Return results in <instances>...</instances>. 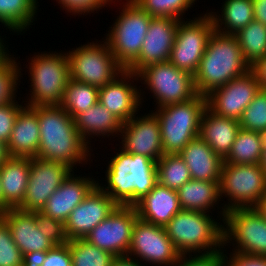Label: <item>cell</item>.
<instances>
[{
    "label": "cell",
    "mask_w": 266,
    "mask_h": 266,
    "mask_svg": "<svg viewBox=\"0 0 266 266\" xmlns=\"http://www.w3.org/2000/svg\"><path fill=\"white\" fill-rule=\"evenodd\" d=\"M37 116L40 141L36 158L61 162L73 170L93 163L94 149L80 136L74 119L61 106L37 105Z\"/></svg>",
    "instance_id": "1"
},
{
    "label": "cell",
    "mask_w": 266,
    "mask_h": 266,
    "mask_svg": "<svg viewBox=\"0 0 266 266\" xmlns=\"http://www.w3.org/2000/svg\"><path fill=\"white\" fill-rule=\"evenodd\" d=\"M115 150L105 164L106 178H97L96 186L118 205L134 206L158 182L156 162L144 155L127 153L120 147Z\"/></svg>",
    "instance_id": "2"
},
{
    "label": "cell",
    "mask_w": 266,
    "mask_h": 266,
    "mask_svg": "<svg viewBox=\"0 0 266 266\" xmlns=\"http://www.w3.org/2000/svg\"><path fill=\"white\" fill-rule=\"evenodd\" d=\"M248 70L250 66L243 58L236 36L214 30L194 75L196 92L206 96Z\"/></svg>",
    "instance_id": "3"
},
{
    "label": "cell",
    "mask_w": 266,
    "mask_h": 266,
    "mask_svg": "<svg viewBox=\"0 0 266 266\" xmlns=\"http://www.w3.org/2000/svg\"><path fill=\"white\" fill-rule=\"evenodd\" d=\"M212 215L181 210L166 224L167 235L181 255L212 254L223 250L224 222Z\"/></svg>",
    "instance_id": "4"
},
{
    "label": "cell",
    "mask_w": 266,
    "mask_h": 266,
    "mask_svg": "<svg viewBox=\"0 0 266 266\" xmlns=\"http://www.w3.org/2000/svg\"><path fill=\"white\" fill-rule=\"evenodd\" d=\"M37 53L34 52L32 57L28 58V64L25 66L30 88L26 99L24 96L22 100L30 107L60 106L64 90L70 80L67 53L64 50Z\"/></svg>",
    "instance_id": "5"
},
{
    "label": "cell",
    "mask_w": 266,
    "mask_h": 266,
    "mask_svg": "<svg viewBox=\"0 0 266 266\" xmlns=\"http://www.w3.org/2000/svg\"><path fill=\"white\" fill-rule=\"evenodd\" d=\"M140 99L142 106L146 93L153 98L155 108L166 105L187 102L198 95L195 89L194 76L178 69L170 61L149 64L138 73ZM142 84L145 86H142ZM146 90V91H144ZM149 91V92H148ZM152 94V95H151Z\"/></svg>",
    "instance_id": "6"
},
{
    "label": "cell",
    "mask_w": 266,
    "mask_h": 266,
    "mask_svg": "<svg viewBox=\"0 0 266 266\" xmlns=\"http://www.w3.org/2000/svg\"><path fill=\"white\" fill-rule=\"evenodd\" d=\"M206 108V96L198 94L190 101L151 110L160 124L164 154H179L199 136L201 117Z\"/></svg>",
    "instance_id": "7"
},
{
    "label": "cell",
    "mask_w": 266,
    "mask_h": 266,
    "mask_svg": "<svg viewBox=\"0 0 266 266\" xmlns=\"http://www.w3.org/2000/svg\"><path fill=\"white\" fill-rule=\"evenodd\" d=\"M116 2L120 5L117 6L119 14L103 39L108 43L117 61L127 69L139 57L153 17L132 0H116Z\"/></svg>",
    "instance_id": "8"
},
{
    "label": "cell",
    "mask_w": 266,
    "mask_h": 266,
    "mask_svg": "<svg viewBox=\"0 0 266 266\" xmlns=\"http://www.w3.org/2000/svg\"><path fill=\"white\" fill-rule=\"evenodd\" d=\"M66 53L70 78L97 88L104 87L125 70L103 37L99 41L96 39L76 46Z\"/></svg>",
    "instance_id": "9"
},
{
    "label": "cell",
    "mask_w": 266,
    "mask_h": 266,
    "mask_svg": "<svg viewBox=\"0 0 266 266\" xmlns=\"http://www.w3.org/2000/svg\"><path fill=\"white\" fill-rule=\"evenodd\" d=\"M219 187L225 211L255 207L266 193V173L260 164L223 163Z\"/></svg>",
    "instance_id": "10"
},
{
    "label": "cell",
    "mask_w": 266,
    "mask_h": 266,
    "mask_svg": "<svg viewBox=\"0 0 266 266\" xmlns=\"http://www.w3.org/2000/svg\"><path fill=\"white\" fill-rule=\"evenodd\" d=\"M223 222V245L230 252L266 256V220L254 207L227 210Z\"/></svg>",
    "instance_id": "11"
},
{
    "label": "cell",
    "mask_w": 266,
    "mask_h": 266,
    "mask_svg": "<svg viewBox=\"0 0 266 266\" xmlns=\"http://www.w3.org/2000/svg\"><path fill=\"white\" fill-rule=\"evenodd\" d=\"M197 16L179 21L169 59L178 69L193 76L198 71L208 40L215 30L213 20L207 11Z\"/></svg>",
    "instance_id": "12"
},
{
    "label": "cell",
    "mask_w": 266,
    "mask_h": 266,
    "mask_svg": "<svg viewBox=\"0 0 266 266\" xmlns=\"http://www.w3.org/2000/svg\"><path fill=\"white\" fill-rule=\"evenodd\" d=\"M127 256L145 266H174L181 254L164 227L138 218L133 226Z\"/></svg>",
    "instance_id": "13"
},
{
    "label": "cell",
    "mask_w": 266,
    "mask_h": 266,
    "mask_svg": "<svg viewBox=\"0 0 266 266\" xmlns=\"http://www.w3.org/2000/svg\"><path fill=\"white\" fill-rule=\"evenodd\" d=\"M137 219L135 206L118 205L106 219L91 230L85 240L116 257L127 256Z\"/></svg>",
    "instance_id": "14"
},
{
    "label": "cell",
    "mask_w": 266,
    "mask_h": 266,
    "mask_svg": "<svg viewBox=\"0 0 266 266\" xmlns=\"http://www.w3.org/2000/svg\"><path fill=\"white\" fill-rule=\"evenodd\" d=\"M27 191L23 202L17 207L25 211H41L49 197L61 186L73 171L61 162L31 158Z\"/></svg>",
    "instance_id": "15"
},
{
    "label": "cell",
    "mask_w": 266,
    "mask_h": 266,
    "mask_svg": "<svg viewBox=\"0 0 266 266\" xmlns=\"http://www.w3.org/2000/svg\"><path fill=\"white\" fill-rule=\"evenodd\" d=\"M259 90L257 78L250 69L206 95L207 108L218 116L239 121Z\"/></svg>",
    "instance_id": "16"
},
{
    "label": "cell",
    "mask_w": 266,
    "mask_h": 266,
    "mask_svg": "<svg viewBox=\"0 0 266 266\" xmlns=\"http://www.w3.org/2000/svg\"><path fill=\"white\" fill-rule=\"evenodd\" d=\"M140 111L129 121L123 123L119 138V147L127 153L144 155L157 162L164 151L161 143L160 124L156 115L149 110Z\"/></svg>",
    "instance_id": "17"
},
{
    "label": "cell",
    "mask_w": 266,
    "mask_h": 266,
    "mask_svg": "<svg viewBox=\"0 0 266 266\" xmlns=\"http://www.w3.org/2000/svg\"><path fill=\"white\" fill-rule=\"evenodd\" d=\"M138 74L125 69L114 80L99 88L98 102L107 108L122 123L143 111L140 99ZM136 82V83H135ZM135 84V85H134Z\"/></svg>",
    "instance_id": "18"
},
{
    "label": "cell",
    "mask_w": 266,
    "mask_h": 266,
    "mask_svg": "<svg viewBox=\"0 0 266 266\" xmlns=\"http://www.w3.org/2000/svg\"><path fill=\"white\" fill-rule=\"evenodd\" d=\"M117 206L108 194L96 186L69 214L65 222L66 236L69 240L85 239Z\"/></svg>",
    "instance_id": "19"
},
{
    "label": "cell",
    "mask_w": 266,
    "mask_h": 266,
    "mask_svg": "<svg viewBox=\"0 0 266 266\" xmlns=\"http://www.w3.org/2000/svg\"><path fill=\"white\" fill-rule=\"evenodd\" d=\"M179 21L172 18L153 17L139 57L127 70L137 74L149 64L169 61Z\"/></svg>",
    "instance_id": "20"
},
{
    "label": "cell",
    "mask_w": 266,
    "mask_h": 266,
    "mask_svg": "<svg viewBox=\"0 0 266 266\" xmlns=\"http://www.w3.org/2000/svg\"><path fill=\"white\" fill-rule=\"evenodd\" d=\"M73 170L61 186L49 197L41 210L51 218L65 224L72 210L96 187L97 179L92 172L87 176L77 175Z\"/></svg>",
    "instance_id": "21"
},
{
    "label": "cell",
    "mask_w": 266,
    "mask_h": 266,
    "mask_svg": "<svg viewBox=\"0 0 266 266\" xmlns=\"http://www.w3.org/2000/svg\"><path fill=\"white\" fill-rule=\"evenodd\" d=\"M0 218L8 225L14 243L23 255L34 251L47 252L56 246L38 229L34 212L9 208L0 213Z\"/></svg>",
    "instance_id": "22"
},
{
    "label": "cell",
    "mask_w": 266,
    "mask_h": 266,
    "mask_svg": "<svg viewBox=\"0 0 266 266\" xmlns=\"http://www.w3.org/2000/svg\"><path fill=\"white\" fill-rule=\"evenodd\" d=\"M134 206L140 220L162 227L182 210L177 190L169 189L159 182Z\"/></svg>",
    "instance_id": "23"
},
{
    "label": "cell",
    "mask_w": 266,
    "mask_h": 266,
    "mask_svg": "<svg viewBox=\"0 0 266 266\" xmlns=\"http://www.w3.org/2000/svg\"><path fill=\"white\" fill-rule=\"evenodd\" d=\"M40 141V128L37 116V105H25L18 113L11 136L7 142L10 157H37Z\"/></svg>",
    "instance_id": "24"
},
{
    "label": "cell",
    "mask_w": 266,
    "mask_h": 266,
    "mask_svg": "<svg viewBox=\"0 0 266 266\" xmlns=\"http://www.w3.org/2000/svg\"><path fill=\"white\" fill-rule=\"evenodd\" d=\"M74 124L80 136L93 149L97 137L103 139L119 138L123 123L107 110L102 104L97 102L92 107L77 114L74 118ZM96 137V138H95ZM95 141H91L92 139ZM92 144V146H91ZM94 145V146H93Z\"/></svg>",
    "instance_id": "25"
},
{
    "label": "cell",
    "mask_w": 266,
    "mask_h": 266,
    "mask_svg": "<svg viewBox=\"0 0 266 266\" xmlns=\"http://www.w3.org/2000/svg\"><path fill=\"white\" fill-rule=\"evenodd\" d=\"M179 155L187 165L191 179L220 181L224 160L200 136L192 139Z\"/></svg>",
    "instance_id": "26"
},
{
    "label": "cell",
    "mask_w": 266,
    "mask_h": 266,
    "mask_svg": "<svg viewBox=\"0 0 266 266\" xmlns=\"http://www.w3.org/2000/svg\"><path fill=\"white\" fill-rule=\"evenodd\" d=\"M177 193L182 210L212 214L217 208V217L224 221L226 211L220 198L219 182L191 179L182 185Z\"/></svg>",
    "instance_id": "27"
},
{
    "label": "cell",
    "mask_w": 266,
    "mask_h": 266,
    "mask_svg": "<svg viewBox=\"0 0 266 266\" xmlns=\"http://www.w3.org/2000/svg\"><path fill=\"white\" fill-rule=\"evenodd\" d=\"M240 128L238 120L218 116L206 108L201 117L199 136L224 160Z\"/></svg>",
    "instance_id": "28"
},
{
    "label": "cell",
    "mask_w": 266,
    "mask_h": 266,
    "mask_svg": "<svg viewBox=\"0 0 266 266\" xmlns=\"http://www.w3.org/2000/svg\"><path fill=\"white\" fill-rule=\"evenodd\" d=\"M31 158L9 157L0 166V179L3 191V212L17 208L24 200Z\"/></svg>",
    "instance_id": "29"
},
{
    "label": "cell",
    "mask_w": 266,
    "mask_h": 266,
    "mask_svg": "<svg viewBox=\"0 0 266 266\" xmlns=\"http://www.w3.org/2000/svg\"><path fill=\"white\" fill-rule=\"evenodd\" d=\"M39 7L38 0H0V25L3 32L6 28L10 34L26 33L33 24L35 25L36 16L40 12Z\"/></svg>",
    "instance_id": "30"
},
{
    "label": "cell",
    "mask_w": 266,
    "mask_h": 266,
    "mask_svg": "<svg viewBox=\"0 0 266 266\" xmlns=\"http://www.w3.org/2000/svg\"><path fill=\"white\" fill-rule=\"evenodd\" d=\"M223 1L219 11L207 12L213 20L215 30L219 33L234 35L254 20L252 0Z\"/></svg>",
    "instance_id": "31"
},
{
    "label": "cell",
    "mask_w": 266,
    "mask_h": 266,
    "mask_svg": "<svg viewBox=\"0 0 266 266\" xmlns=\"http://www.w3.org/2000/svg\"><path fill=\"white\" fill-rule=\"evenodd\" d=\"M262 151L258 132L240 128L224 163L259 164Z\"/></svg>",
    "instance_id": "32"
},
{
    "label": "cell",
    "mask_w": 266,
    "mask_h": 266,
    "mask_svg": "<svg viewBox=\"0 0 266 266\" xmlns=\"http://www.w3.org/2000/svg\"><path fill=\"white\" fill-rule=\"evenodd\" d=\"M240 45L244 60L251 67L257 60L266 57V26L253 20L234 34Z\"/></svg>",
    "instance_id": "33"
},
{
    "label": "cell",
    "mask_w": 266,
    "mask_h": 266,
    "mask_svg": "<svg viewBox=\"0 0 266 266\" xmlns=\"http://www.w3.org/2000/svg\"><path fill=\"white\" fill-rule=\"evenodd\" d=\"M98 100L99 88L70 78L60 106L74 118L92 107Z\"/></svg>",
    "instance_id": "34"
},
{
    "label": "cell",
    "mask_w": 266,
    "mask_h": 266,
    "mask_svg": "<svg viewBox=\"0 0 266 266\" xmlns=\"http://www.w3.org/2000/svg\"><path fill=\"white\" fill-rule=\"evenodd\" d=\"M156 166L158 182L169 189L178 190L191 180L190 171L179 154H164Z\"/></svg>",
    "instance_id": "35"
},
{
    "label": "cell",
    "mask_w": 266,
    "mask_h": 266,
    "mask_svg": "<svg viewBox=\"0 0 266 266\" xmlns=\"http://www.w3.org/2000/svg\"><path fill=\"white\" fill-rule=\"evenodd\" d=\"M69 245L72 266H111L116 256L85 239H73Z\"/></svg>",
    "instance_id": "36"
},
{
    "label": "cell",
    "mask_w": 266,
    "mask_h": 266,
    "mask_svg": "<svg viewBox=\"0 0 266 266\" xmlns=\"http://www.w3.org/2000/svg\"><path fill=\"white\" fill-rule=\"evenodd\" d=\"M13 53L0 64V106L6 105L11 102L21 100L18 97V89L21 79L23 78L24 68L18 60V57H14ZM17 59V60H16ZM18 61V62H17ZM17 93V94H16Z\"/></svg>",
    "instance_id": "37"
},
{
    "label": "cell",
    "mask_w": 266,
    "mask_h": 266,
    "mask_svg": "<svg viewBox=\"0 0 266 266\" xmlns=\"http://www.w3.org/2000/svg\"><path fill=\"white\" fill-rule=\"evenodd\" d=\"M151 17L185 20L186 11L195 7L197 0H132ZM199 2V0H198Z\"/></svg>",
    "instance_id": "38"
},
{
    "label": "cell",
    "mask_w": 266,
    "mask_h": 266,
    "mask_svg": "<svg viewBox=\"0 0 266 266\" xmlns=\"http://www.w3.org/2000/svg\"><path fill=\"white\" fill-rule=\"evenodd\" d=\"M240 127L254 132L266 130V90L260 89L244 110Z\"/></svg>",
    "instance_id": "39"
},
{
    "label": "cell",
    "mask_w": 266,
    "mask_h": 266,
    "mask_svg": "<svg viewBox=\"0 0 266 266\" xmlns=\"http://www.w3.org/2000/svg\"><path fill=\"white\" fill-rule=\"evenodd\" d=\"M23 254L14 243L8 225L0 218V266H22Z\"/></svg>",
    "instance_id": "40"
},
{
    "label": "cell",
    "mask_w": 266,
    "mask_h": 266,
    "mask_svg": "<svg viewBox=\"0 0 266 266\" xmlns=\"http://www.w3.org/2000/svg\"><path fill=\"white\" fill-rule=\"evenodd\" d=\"M60 6L61 10L64 9L69 15H78L84 17L91 13H98L100 10L105 9L104 7H115L117 6L116 0H55ZM114 3V4H113ZM113 4V6H110ZM95 11V12H94ZM98 11V12H97Z\"/></svg>",
    "instance_id": "41"
},
{
    "label": "cell",
    "mask_w": 266,
    "mask_h": 266,
    "mask_svg": "<svg viewBox=\"0 0 266 266\" xmlns=\"http://www.w3.org/2000/svg\"><path fill=\"white\" fill-rule=\"evenodd\" d=\"M37 217V227L44 232V236L56 246L65 245L69 241L66 236L65 224L46 215L42 211H34Z\"/></svg>",
    "instance_id": "42"
},
{
    "label": "cell",
    "mask_w": 266,
    "mask_h": 266,
    "mask_svg": "<svg viewBox=\"0 0 266 266\" xmlns=\"http://www.w3.org/2000/svg\"><path fill=\"white\" fill-rule=\"evenodd\" d=\"M24 106L23 100L0 106V140L6 144L11 136L18 113Z\"/></svg>",
    "instance_id": "43"
},
{
    "label": "cell",
    "mask_w": 266,
    "mask_h": 266,
    "mask_svg": "<svg viewBox=\"0 0 266 266\" xmlns=\"http://www.w3.org/2000/svg\"><path fill=\"white\" fill-rule=\"evenodd\" d=\"M174 266H224L223 250L212 254L181 255Z\"/></svg>",
    "instance_id": "44"
},
{
    "label": "cell",
    "mask_w": 266,
    "mask_h": 266,
    "mask_svg": "<svg viewBox=\"0 0 266 266\" xmlns=\"http://www.w3.org/2000/svg\"><path fill=\"white\" fill-rule=\"evenodd\" d=\"M223 261L224 266H266V256L229 253V249L227 250L226 247L223 248Z\"/></svg>",
    "instance_id": "45"
},
{
    "label": "cell",
    "mask_w": 266,
    "mask_h": 266,
    "mask_svg": "<svg viewBox=\"0 0 266 266\" xmlns=\"http://www.w3.org/2000/svg\"><path fill=\"white\" fill-rule=\"evenodd\" d=\"M42 266H72L69 245L55 246L48 250Z\"/></svg>",
    "instance_id": "46"
},
{
    "label": "cell",
    "mask_w": 266,
    "mask_h": 266,
    "mask_svg": "<svg viewBox=\"0 0 266 266\" xmlns=\"http://www.w3.org/2000/svg\"><path fill=\"white\" fill-rule=\"evenodd\" d=\"M250 69L254 72L260 89L266 90V57L257 60Z\"/></svg>",
    "instance_id": "47"
},
{
    "label": "cell",
    "mask_w": 266,
    "mask_h": 266,
    "mask_svg": "<svg viewBox=\"0 0 266 266\" xmlns=\"http://www.w3.org/2000/svg\"><path fill=\"white\" fill-rule=\"evenodd\" d=\"M46 258V252L34 251L23 255L22 266H42Z\"/></svg>",
    "instance_id": "48"
},
{
    "label": "cell",
    "mask_w": 266,
    "mask_h": 266,
    "mask_svg": "<svg viewBox=\"0 0 266 266\" xmlns=\"http://www.w3.org/2000/svg\"><path fill=\"white\" fill-rule=\"evenodd\" d=\"M254 20L266 26V0H252Z\"/></svg>",
    "instance_id": "49"
},
{
    "label": "cell",
    "mask_w": 266,
    "mask_h": 266,
    "mask_svg": "<svg viewBox=\"0 0 266 266\" xmlns=\"http://www.w3.org/2000/svg\"><path fill=\"white\" fill-rule=\"evenodd\" d=\"M111 266H145L128 256L116 257Z\"/></svg>",
    "instance_id": "50"
},
{
    "label": "cell",
    "mask_w": 266,
    "mask_h": 266,
    "mask_svg": "<svg viewBox=\"0 0 266 266\" xmlns=\"http://www.w3.org/2000/svg\"><path fill=\"white\" fill-rule=\"evenodd\" d=\"M5 38H7V37L0 33V64L11 55V52L9 51L11 49H8L10 47H9V45H7L8 41H6ZM6 42H7V44H6Z\"/></svg>",
    "instance_id": "51"
},
{
    "label": "cell",
    "mask_w": 266,
    "mask_h": 266,
    "mask_svg": "<svg viewBox=\"0 0 266 266\" xmlns=\"http://www.w3.org/2000/svg\"><path fill=\"white\" fill-rule=\"evenodd\" d=\"M258 134H259L260 142H261L262 149H263L259 164L262 166V169L266 173V130L260 131L258 132Z\"/></svg>",
    "instance_id": "52"
},
{
    "label": "cell",
    "mask_w": 266,
    "mask_h": 266,
    "mask_svg": "<svg viewBox=\"0 0 266 266\" xmlns=\"http://www.w3.org/2000/svg\"><path fill=\"white\" fill-rule=\"evenodd\" d=\"M254 208L266 220V193L263 195V197L259 200V202Z\"/></svg>",
    "instance_id": "53"
},
{
    "label": "cell",
    "mask_w": 266,
    "mask_h": 266,
    "mask_svg": "<svg viewBox=\"0 0 266 266\" xmlns=\"http://www.w3.org/2000/svg\"><path fill=\"white\" fill-rule=\"evenodd\" d=\"M7 144L0 140V166L9 158Z\"/></svg>",
    "instance_id": "54"
},
{
    "label": "cell",
    "mask_w": 266,
    "mask_h": 266,
    "mask_svg": "<svg viewBox=\"0 0 266 266\" xmlns=\"http://www.w3.org/2000/svg\"><path fill=\"white\" fill-rule=\"evenodd\" d=\"M3 212V191H2V185H1V179H0V213Z\"/></svg>",
    "instance_id": "55"
}]
</instances>
